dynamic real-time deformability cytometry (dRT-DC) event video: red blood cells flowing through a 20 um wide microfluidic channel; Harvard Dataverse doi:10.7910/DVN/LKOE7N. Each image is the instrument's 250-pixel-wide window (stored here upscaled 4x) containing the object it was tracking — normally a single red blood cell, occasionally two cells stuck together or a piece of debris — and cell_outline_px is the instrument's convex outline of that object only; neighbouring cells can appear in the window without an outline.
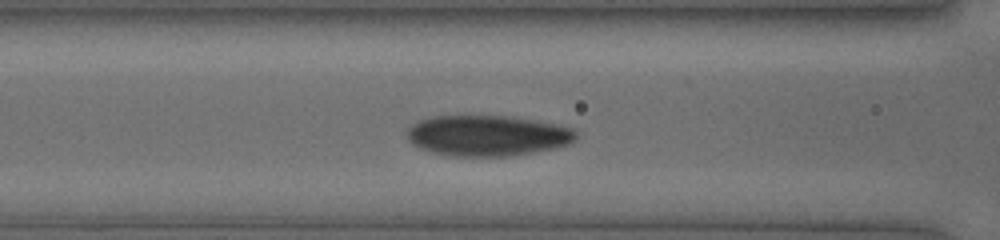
{"species": "human", "species_latin": "Homo sapiens", "temperature_condition": "cold", "stored_images_in_passage": 32, "camera_frame_rate_fps": 3000, "um_per_image_px": 0.085, "donor": {"sex": "female"}, "frame": {"image": 1, "passage_image": 11, "time_ms": 3.333, "image_size_px": [1000, 240], "cell_outline_px": [[576, 140], [568, 144], [552, 148], [532, 152], [508, 156], [452, 156], [432, 152], [420, 148], [412, 144], [408, 140], [408, 128], [412, 124], [420, 120], [436, 116], [504, 116], [532, 120], [572, 128], [576, 132]], "centroid_in_image_um": [41.39, 11.53], "position_along_channel_um": 125.2, "area_um2": 39.59}}
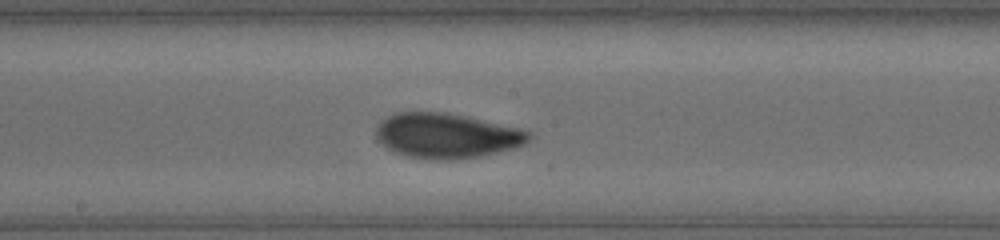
{"frame": {"image": 2, "passage_image": 17, "time_ms": 5.333, "image_size_px": [1000, 240], "cell_outline_px": [[532, 136], [524, 144], [516, 148], [484, 156], [452, 160], [440, 160], [408, 156], [396, 152], [388, 148], [376, 140], [376, 128], [388, 116], [396, 112], [444, 112], [468, 116], [520, 128], [532, 132]], "centroid_in_image_um": [38.02, 11.53], "position_along_channel_um": 210.2, "area_um2": 40.23}}
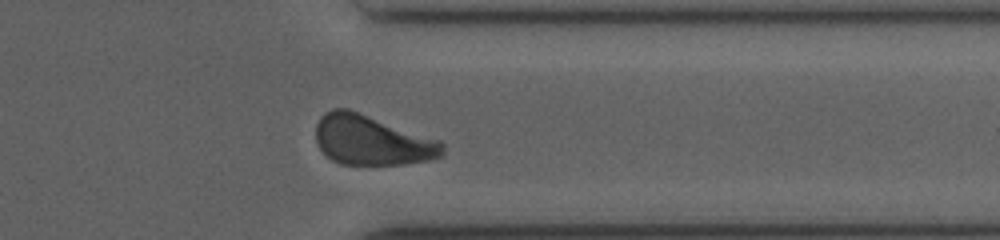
{"frame": {"image": 3, "passage_image": 29, "time_ms": 9.333, "image_size_px": [1000, 240], "cell_outline_px": [[444, 156], [428, 160], [404, 164], [340, 164], [332, 160], [320, 148], [316, 140], [316, 124], [320, 116], [324, 112], [332, 108], [348, 108], [440, 140], [444, 144]], "centroid_in_image_um": [31.61, 11.91], "position_along_channel_um": 379.8, "area_um2": 36.93}}